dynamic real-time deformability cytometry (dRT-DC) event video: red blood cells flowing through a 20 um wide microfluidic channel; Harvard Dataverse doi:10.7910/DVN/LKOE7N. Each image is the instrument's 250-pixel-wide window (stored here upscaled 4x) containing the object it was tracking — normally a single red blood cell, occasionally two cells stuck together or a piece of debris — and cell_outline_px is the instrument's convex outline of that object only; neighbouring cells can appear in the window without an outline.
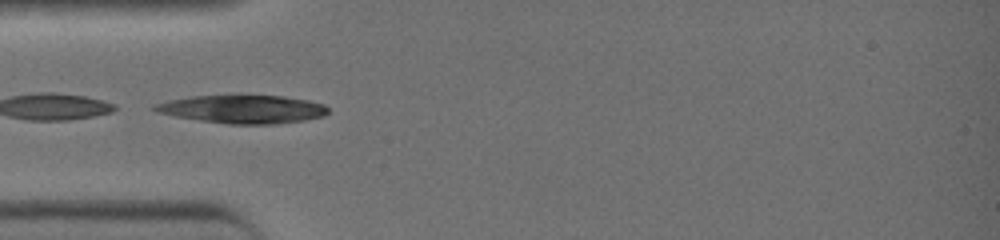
{"species": "common noctule bat (a hibernating species)", "species_latin": "Nyctalus noctula", "temperature_condition": "warm", "stored_images_in_passage": 18, "camera_frame_rate_fps": 3000, "um_per_image_px": 0.085, "animal": {"sex": "female", "body_mass_g": 19.0, "forearm_length_mm": 51.5}, "frame": {"image": 1, "passage_image": 13, "time_ms": 4.0, "image_size_px": [1000, 240], "cell_outline_px": [[328, 112], [324, 116], [304, 120], [272, 124], [228, 124], [200, 120], [176, 116], [156, 112], [152, 108], [156, 104], [168, 100], [192, 96], [236, 92], [284, 96], [308, 100], [324, 104], [328, 108]], "centroid_in_image_um": [20.63, 9.23], "position_along_channel_um": 64.4, "area_um2": 29.54}}